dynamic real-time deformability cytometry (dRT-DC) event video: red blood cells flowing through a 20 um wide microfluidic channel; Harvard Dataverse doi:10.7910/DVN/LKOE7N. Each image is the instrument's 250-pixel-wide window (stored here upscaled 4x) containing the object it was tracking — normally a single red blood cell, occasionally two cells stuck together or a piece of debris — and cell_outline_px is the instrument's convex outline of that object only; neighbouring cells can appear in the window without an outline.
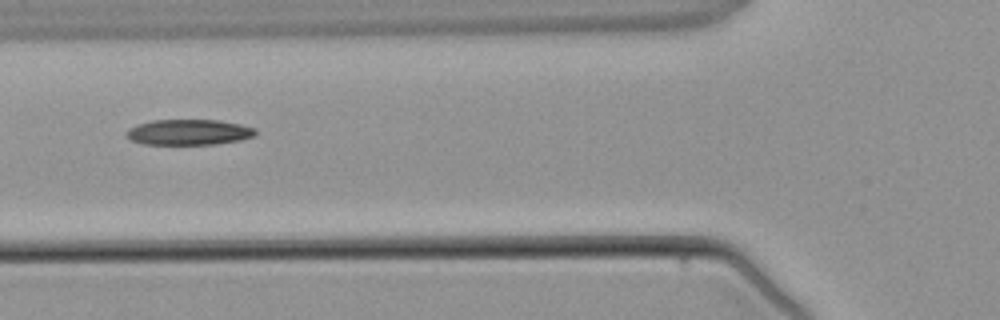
{"species": "common noctule bat (a hibernating species)", "species_latin": "Nyctalus noctula", "temperature_condition": "warm", "stored_images_in_passage": 5, "camera_frame_rate_fps": 3000, "um_per_image_px": 0.085, "animal": {"sex": "male", "body_mass_g": 21.5, "forearm_length_mm": 52.0}, "frame": {"image": 1, "passage_image": 4, "time_ms": 3.667, "image_size_px": [1000, 320], "cell_outline_px": [[256, 136], [240, 140], [216, 144], [144, 144], [132, 140], [124, 136], [124, 132], [128, 128], [136, 124], [152, 120], [220, 120], [240, 124], [256, 128]], "centroid_in_image_um": [16.03, 11.23], "position_along_channel_um": 109.8, "area_um2": 19.48}}